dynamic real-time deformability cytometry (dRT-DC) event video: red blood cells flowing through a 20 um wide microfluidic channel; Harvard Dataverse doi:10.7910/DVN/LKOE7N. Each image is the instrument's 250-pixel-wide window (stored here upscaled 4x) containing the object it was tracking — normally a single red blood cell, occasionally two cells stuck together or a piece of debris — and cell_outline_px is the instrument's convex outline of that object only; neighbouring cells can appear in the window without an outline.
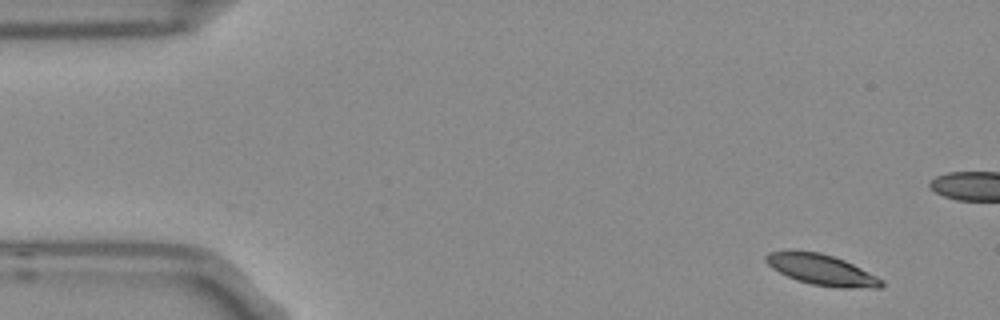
{"species": "Egyptian fruit bat (a non-hibernating species)", "species_latin": "Rousettus aegyptiacus", "temperature_condition": "room temperature", "stored_images_in_passage": 5, "camera_frame_rate_fps": 3000, "um_per_image_px": 0.085, "frame": {"image": 1, "passage_image": 1, "time_ms": 0.0, "image_size_px": [1000, 320], "cell_outline_px": [[884, 284], [880, 288], [836, 288], [812, 284], [796, 280], [772, 268], [764, 260], [764, 256], [768, 252], [820, 252], [844, 260], [884, 280]], "centroid_in_image_um": [69.87, 22.96], "position_along_channel_um": 15.1, "area_um2": 20.35}}
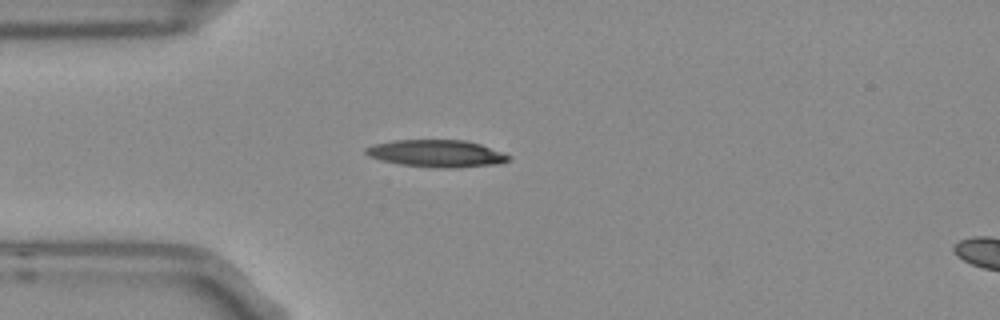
{"frame": {"image": 2, "passage_image": 5, "time_ms": 1.333, "image_size_px": [1000, 320], "cell_outline_px": [[512, 156], [508, 160], [500, 164], [460, 168], [432, 168], [400, 164], [380, 160], [368, 156], [364, 152], [364, 148], [372, 144], [392, 140], [464, 140], [480, 144]], "centroid_in_image_um": [37.08, 13.05], "position_along_channel_um": 47.9, "area_um2": 22.95}}